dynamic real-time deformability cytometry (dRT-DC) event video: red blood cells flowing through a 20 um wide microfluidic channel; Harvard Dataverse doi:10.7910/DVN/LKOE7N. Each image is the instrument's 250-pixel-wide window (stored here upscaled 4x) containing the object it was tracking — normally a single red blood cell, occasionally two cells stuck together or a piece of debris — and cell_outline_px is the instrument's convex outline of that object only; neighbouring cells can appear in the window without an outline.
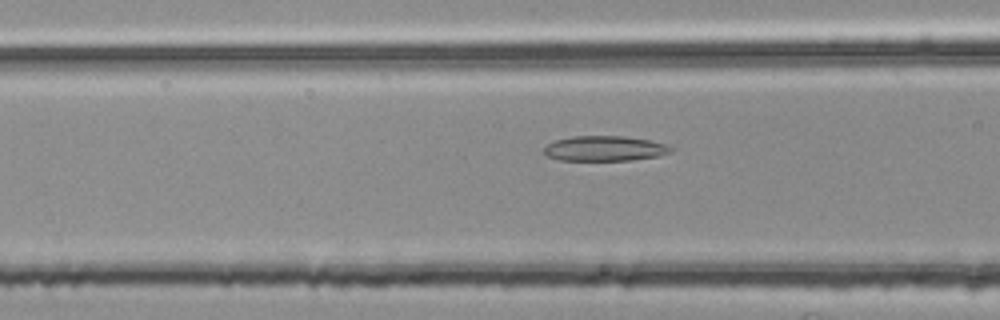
{"species": "common noctule bat (a hibernating species)", "species_latin": "Nyctalus noctula", "temperature_condition": "room temperature", "stored_images_in_passage": 54, "segment_of_instrument_passage": [2, 2], "camera_frame_rate_fps": 3000, "um_per_image_px": 0.085, "animal": {"sex": "female", "body_mass_g": 25.1}, "frame": {"image": 1, "passage_image": 21, "time_ms": 6.667, "image_size_px": [1000, 320], "cell_outline_px": [[676, 148], [672, 152], [660, 156], [632, 160], [560, 160], [548, 156], [544, 152], [544, 148], [548, 144], [556, 140], [572, 136], [624, 136], [648, 140], [664, 144]], "centroid_in_image_um": [51.44, 12.62], "position_along_channel_um": 115.2, "area_um2": 18.55}}
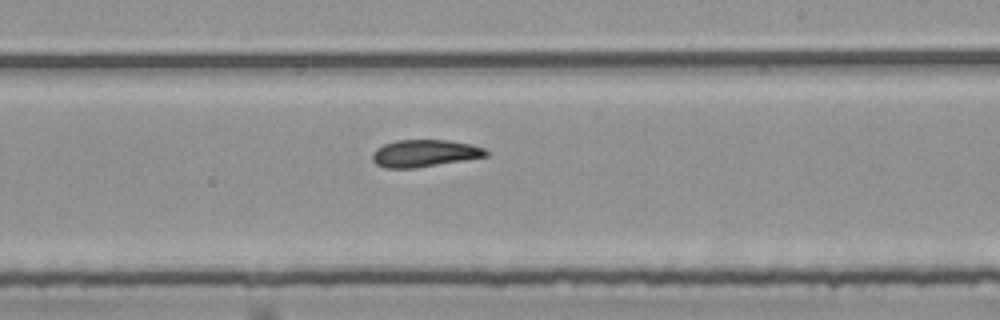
{"frame": {"image": 2, "passage_image": 32, "time_ms": 10.333, "image_size_px": [1000, 320], "cell_outline_px": [[488, 156], [416, 168], [384, 168], [376, 164], [372, 160], [372, 152], [376, 148], [384, 144], [396, 140], [448, 140], [468, 144], [484, 148], [488, 152]], "centroid_in_image_um": [36.04, 13.03], "position_along_channel_um": 253.0, "area_um2": 17.98}}
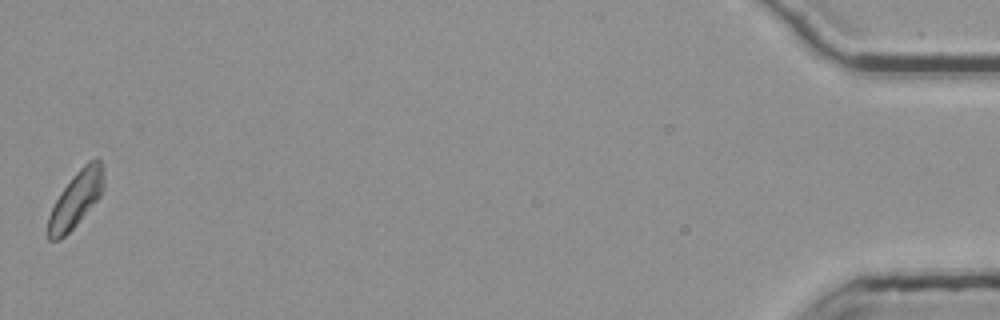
{"frame": {"image": 3, "passage_image": 54, "time_ms": 17.667, "image_size_px": [1000, 320], "cell_outline_px": [[104, 188], [100, 196], [76, 224], [60, 240], [48, 240], [48, 216], [60, 192], [72, 176], [88, 160], [96, 156], [100, 160], [104, 168]], "centroid_in_image_um": [6.48, 16.88], "position_along_channel_um": 428.7, "area_um2": 18.09}}